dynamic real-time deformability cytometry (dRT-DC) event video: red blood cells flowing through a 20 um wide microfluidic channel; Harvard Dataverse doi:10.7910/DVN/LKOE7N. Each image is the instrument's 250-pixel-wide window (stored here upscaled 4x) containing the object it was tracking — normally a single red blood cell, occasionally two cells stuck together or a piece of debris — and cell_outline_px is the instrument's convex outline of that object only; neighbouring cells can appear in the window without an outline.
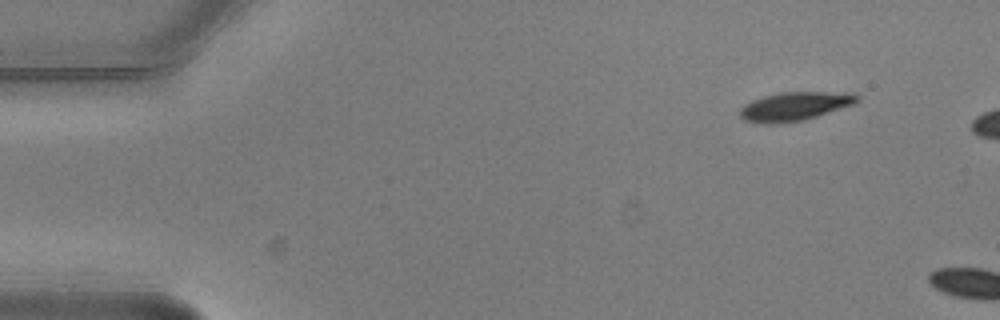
{"species": "common noctule bat (a hibernating species)", "species_latin": "Nyctalus noctula", "temperature_condition": "warm", "stored_images_in_passage": 2, "camera_frame_rate_fps": 3000, "um_per_image_px": 0.085, "animal": {"sex": "male", "body_mass_g": 20.5, "forearm_length_mm": 52.5}, "frame": {"image": 1, "passage_image": 1, "time_ms": 0.0, "image_size_px": [1000, 320], "cell_outline_px": [[860, 100], [852, 104], [804, 120], [776, 124], [768, 124], [744, 120], [740, 116], [740, 108], [744, 104], [752, 100], [764, 96], [780, 92], [852, 92], [860, 96]], "centroid_in_image_um": [67.54, 9.02], "position_along_channel_um": 17.5, "area_um2": 19.54}}